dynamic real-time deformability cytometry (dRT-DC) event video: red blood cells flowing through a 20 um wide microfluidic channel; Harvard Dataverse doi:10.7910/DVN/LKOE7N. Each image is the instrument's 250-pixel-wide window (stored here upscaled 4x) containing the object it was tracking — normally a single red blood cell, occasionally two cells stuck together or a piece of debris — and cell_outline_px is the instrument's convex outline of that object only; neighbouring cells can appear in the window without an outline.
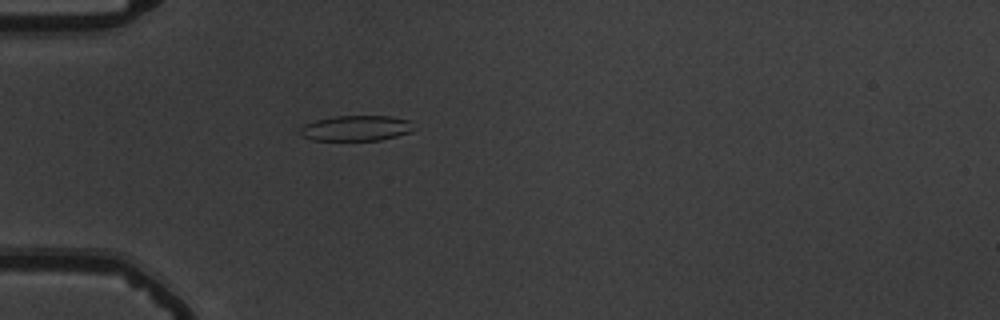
{"species": "common noctule bat (a hibernating species)", "species_latin": "Nyctalus noctula", "temperature_condition": "warm", "stored_images_in_passage": 39, "camera_frame_rate_fps": 3000, "um_per_image_px": 0.085, "animal": {"sex": "male", "body_mass_g": 19.5, "forearm_length_mm": 54.6}, "frame": {"image": 1, "passage_image": 1, "time_ms": 0.0, "image_size_px": [1000, 320], "cell_outline_px": [[412, 132], [380, 140], [312, 140], [304, 136], [300, 132], [300, 128], [304, 124], [316, 120], [336, 116], [388, 116], [408, 120]], "centroid_in_image_um": [30.23, 10.9], "position_along_channel_um": 54.8, "area_um2": 16.53}}
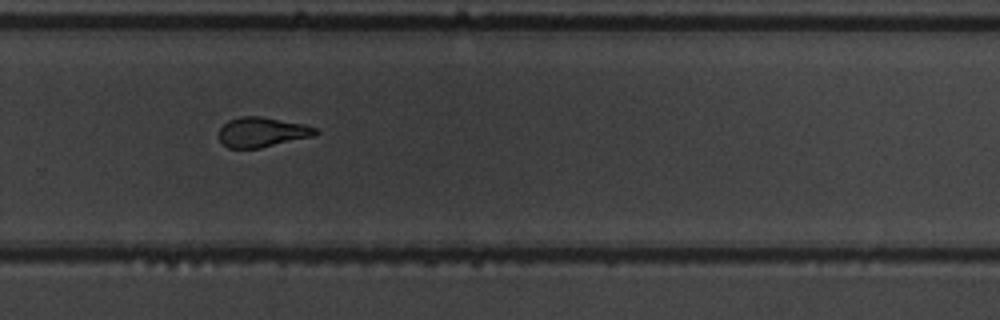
{"frame": {"image": 2, "passage_image": 22, "time_ms": 7.0, "image_size_px": [1000, 320], "cell_outline_px": [[320, 132], [312, 136], [260, 148], [228, 148], [220, 140], [220, 128], [228, 120], [240, 116], [260, 116], [304, 124], [316, 128]], "centroid_in_image_um": [22.27, 11.22], "position_along_channel_um": 307.5, "area_um2": 16.65}}
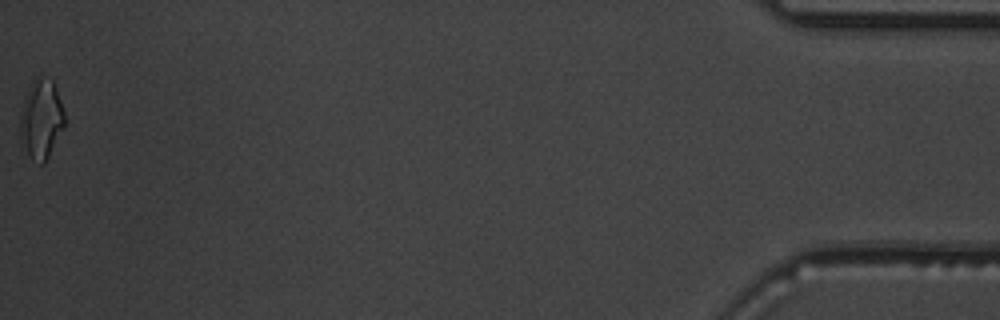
{"frame": {"image": 3, "passage_image": 39, "time_ms": 12.667, "image_size_px": [1000, 320], "cell_outline_px": [[64, 128], [44, 164], [40, 164], [32, 160], [20, 136], [20, 116], [24, 100], [28, 88], [36, 76], [52, 80], [56, 88], [64, 112]], "centroid_in_image_um": [3.51, 10.13], "position_along_channel_um": 431.7, "area_um2": 20.23}, "authors_computed_cell_mechanics": {"area_um2": 17.4556, "velocity_mm_per_s": 3.7806, "shape_relaxation_time_tau1_ms": 7.1991, "shape_relaxation_time_tau2_ms": 1.8301, "deformation_change_tau1": 0.2018, "deformation_change_tau2": 0.0966}}